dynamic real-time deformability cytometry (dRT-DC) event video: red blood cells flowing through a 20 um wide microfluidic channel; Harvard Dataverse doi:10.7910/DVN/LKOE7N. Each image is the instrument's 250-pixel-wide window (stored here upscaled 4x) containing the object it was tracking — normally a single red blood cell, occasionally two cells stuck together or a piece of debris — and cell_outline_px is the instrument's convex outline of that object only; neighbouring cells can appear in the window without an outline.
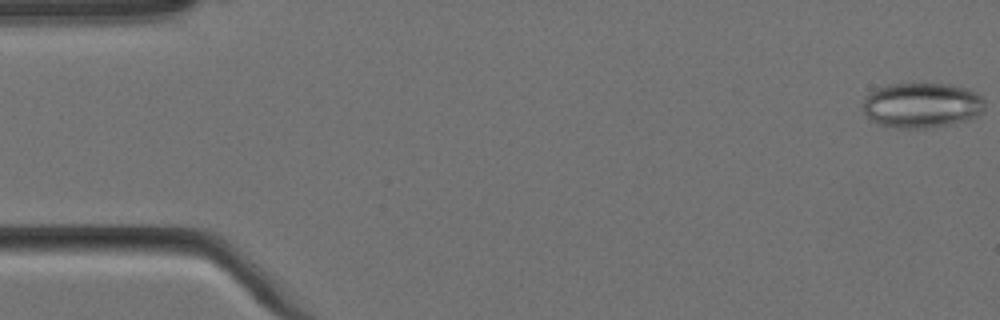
{"species": "Egyptian fruit bat (a non-hibernating species)", "species_latin": "Rousettus aegyptiacus", "temperature_condition": "cold", "stored_images_in_passage": 5, "camera_frame_rate_fps": 3000, "um_per_image_px": 0.085, "animal": {"sex": "female"}, "frame": {"image": 1, "passage_image": 1, "time_ms": 0.0, "image_size_px": [1000, 320], "cell_outline_px": [[984, 112], [968, 120], [928, 128], [900, 128], [880, 124], [868, 120], [864, 112], [864, 96], [868, 92], [876, 88], [888, 84], [948, 84], [968, 88], [976, 92], [984, 100]], "centroid_in_image_um": [78.34, 8.94], "position_along_channel_um": 6.7, "area_um2": 32.31}}